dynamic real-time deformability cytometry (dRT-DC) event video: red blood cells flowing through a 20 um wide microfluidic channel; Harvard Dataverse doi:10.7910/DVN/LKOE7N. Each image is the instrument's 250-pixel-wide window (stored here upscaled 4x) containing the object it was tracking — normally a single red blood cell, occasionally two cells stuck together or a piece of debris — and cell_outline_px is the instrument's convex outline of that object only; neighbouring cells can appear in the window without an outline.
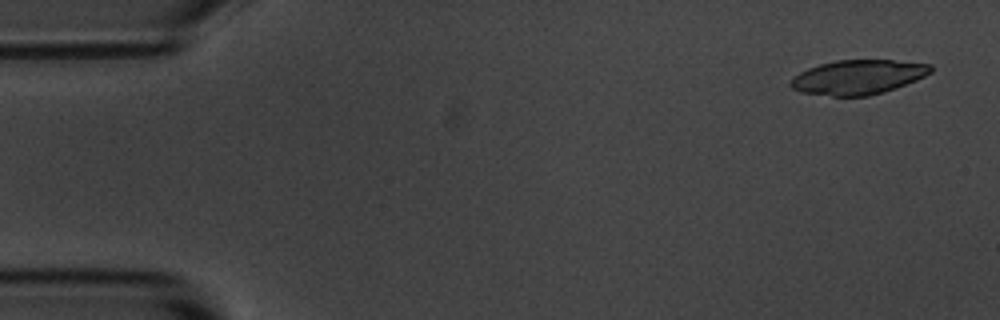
{"species": "common noctule bat (a hibernating species)", "species_latin": "Nyctalus noctula", "temperature_condition": "room temperature", "stored_images_in_passage": 5, "camera_frame_rate_fps": 3000, "um_per_image_px": 0.085, "animal": {"sex": "male", "body_mass_g": 20.1, "forearm_length_mm": 53.5}, "frame": {"image": 1, "passage_image": 1, "time_ms": 0.0, "image_size_px": [1000, 320], "cell_outline_px": [[932, 72], [916, 80], [896, 88], [884, 92], [868, 96], [832, 96], [800, 92], [792, 88], [788, 84], [800, 72], [808, 68], [820, 64], [836, 60], [892, 60], [932, 64]], "centroid_in_image_um": [72.95, 6.56], "position_along_channel_um": 12.1, "area_um2": 28.09}}